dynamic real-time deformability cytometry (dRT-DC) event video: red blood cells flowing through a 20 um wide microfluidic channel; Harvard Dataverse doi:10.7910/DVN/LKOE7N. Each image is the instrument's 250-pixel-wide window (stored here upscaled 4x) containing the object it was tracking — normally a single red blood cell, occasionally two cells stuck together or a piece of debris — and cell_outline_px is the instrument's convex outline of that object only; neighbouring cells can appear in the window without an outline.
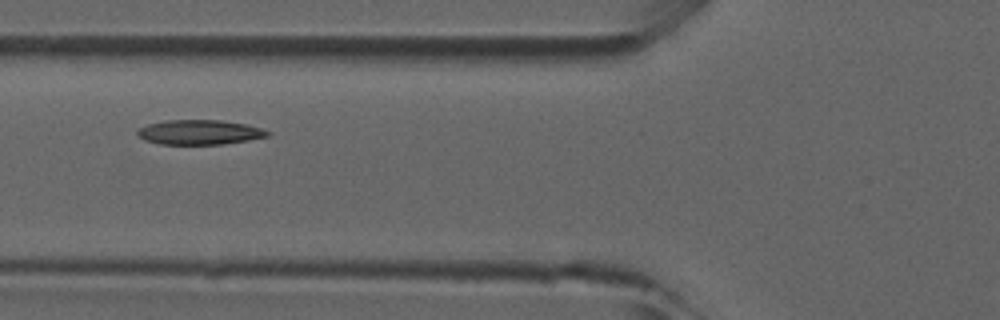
{"species": "common noctule bat (a hibernating species)", "species_latin": "Nyctalus noctula", "temperature_condition": "room temperature", "stored_images_in_passage": 43, "camera_frame_rate_fps": 3000, "um_per_image_px": 0.085, "animal": {"sex": "male", "forearm_length_mm": 52.5}, "frame": {"image": 1, "passage_image": 13, "time_ms": 4.0, "image_size_px": [1000, 320], "cell_outline_px": [[272, 132], [268, 136], [248, 140], [224, 144], [160, 144], [144, 140], [136, 132], [140, 128], [148, 124], [164, 120], [220, 120], [248, 124]], "centroid_in_image_um": [16.98, 11.23], "position_along_channel_um": 108.8, "area_um2": 18.73}}